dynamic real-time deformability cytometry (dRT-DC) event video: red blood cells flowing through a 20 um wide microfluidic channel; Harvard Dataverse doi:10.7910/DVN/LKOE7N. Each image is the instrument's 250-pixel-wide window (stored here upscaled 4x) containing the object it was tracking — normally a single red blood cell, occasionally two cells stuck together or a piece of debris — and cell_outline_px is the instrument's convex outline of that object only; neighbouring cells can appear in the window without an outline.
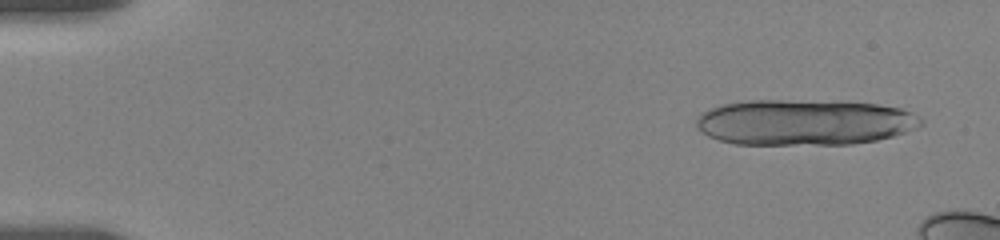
{"species": "human", "species_latin": "Homo sapiens", "temperature_condition": "room temperature", "stored_images_in_passage": 7, "camera_frame_rate_fps": 3000, "um_per_image_px": 0.085, "donor": {"sex": "female"}, "frame": {"image": 1, "passage_image": 1, "time_ms": 0.0, "image_size_px": [1000, 240], "cell_outline_px": [[924, 124], [916, 128], [892, 136], [876, 140], [852, 144], [736, 144], [720, 140], [708, 136], [696, 128], [696, 120], [704, 112], [712, 108], [724, 104], [748, 100], [840, 100], [876, 104], [900, 108], [912, 112], [920, 116], [924, 120]], "centroid_in_image_um": [68.42, 10.38], "position_along_channel_um": 16.6, "area_um2": 60.4}}